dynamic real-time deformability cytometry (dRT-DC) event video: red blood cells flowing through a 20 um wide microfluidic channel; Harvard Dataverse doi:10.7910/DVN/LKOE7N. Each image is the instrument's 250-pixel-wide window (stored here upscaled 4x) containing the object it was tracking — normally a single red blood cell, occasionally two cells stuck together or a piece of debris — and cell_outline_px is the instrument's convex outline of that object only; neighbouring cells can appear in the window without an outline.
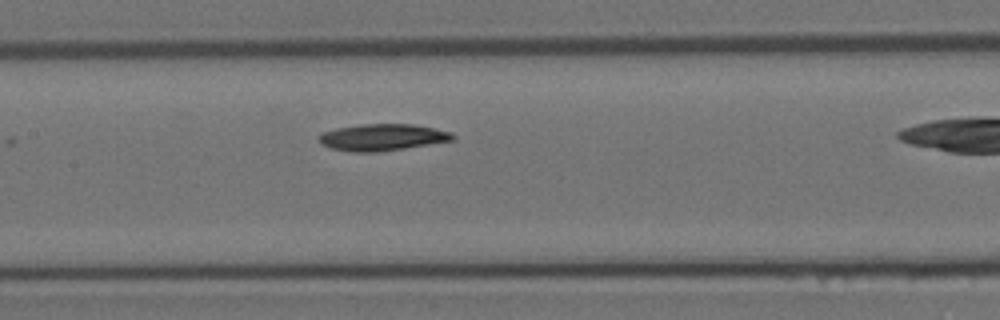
{"species": "Egyptian fruit bat (a non-hibernating species)", "species_latin": "Rousettus aegyptiacus", "temperature_condition": "room temperature", "stored_images_in_passage": 17, "camera_frame_rate_fps": 3000, "um_per_image_px": 0.085, "animal": {"sex": "female"}, "frame": {"image": 1, "passage_image": 6, "time_ms": 1.667, "image_size_px": [1000, 320], "cell_outline_px": [[456, 140], [404, 148], [376, 152], [352, 152], [332, 148], [320, 144], [320, 132], [336, 128], [360, 124], [412, 124], [452, 132], [456, 136]], "centroid_in_image_um": [32.51, 11.67], "position_along_channel_um": 174.9, "area_um2": 20.81}}
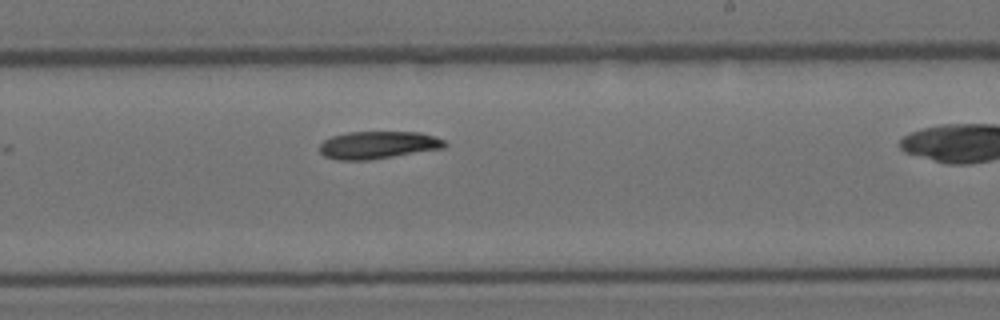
{"frame": {"image": 2, "passage_image": 10, "time_ms": 3.0, "image_size_px": [1000, 320], "cell_outline_px": [[448, 144], [444, 148], [368, 160], [336, 160], [324, 156], [320, 152], [320, 144], [324, 140], [332, 136], [348, 132], [420, 132], [444, 140]], "centroid_in_image_um": [32.11, 12.32], "position_along_channel_um": 256.9, "area_um2": 20.0}}
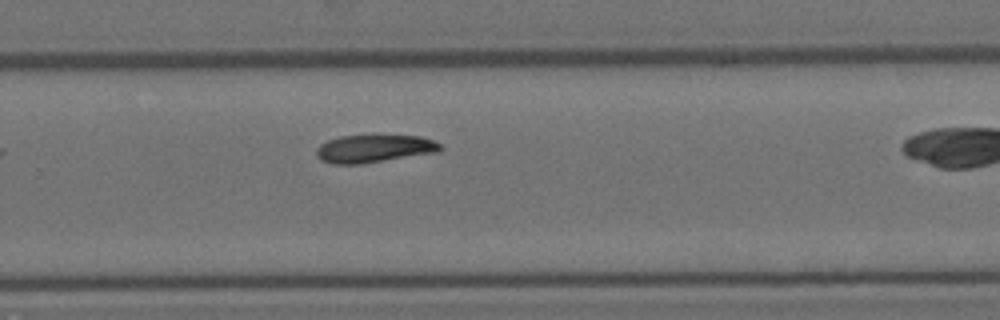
{"frame": {"image": 3, "passage_image": 12, "time_ms": 3.667, "image_size_px": [1000, 320], "cell_outline_px": [[444, 148], [440, 152], [360, 164], [332, 164], [320, 160], [316, 156], [316, 148], [320, 144], [328, 140], [340, 136], [376, 132], [420, 136], [432, 140], [440, 144]], "centroid_in_image_um": [31.81, 12.58], "position_along_channel_um": 298.0, "area_um2": 21.21}}